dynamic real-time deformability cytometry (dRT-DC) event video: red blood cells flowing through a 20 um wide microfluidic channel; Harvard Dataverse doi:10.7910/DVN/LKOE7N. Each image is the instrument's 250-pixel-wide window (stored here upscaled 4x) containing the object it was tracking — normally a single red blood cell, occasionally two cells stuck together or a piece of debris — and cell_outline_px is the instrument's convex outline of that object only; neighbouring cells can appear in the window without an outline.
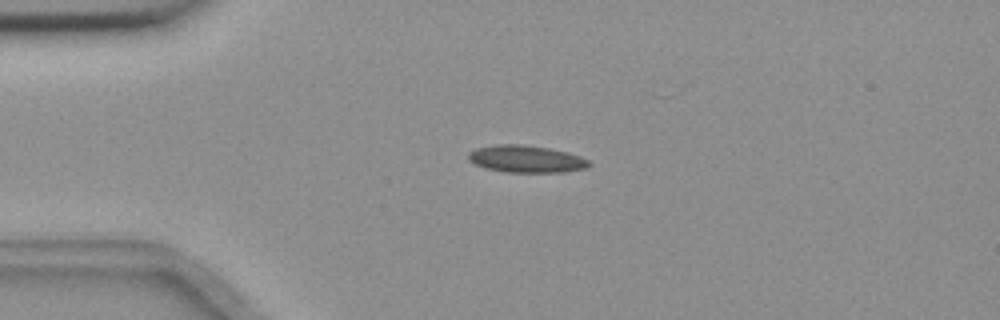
{"species": "common noctule bat (a hibernating species)", "species_latin": "Nyctalus noctula", "temperature_condition": "room temperature", "stored_images_in_passage": 4, "camera_frame_rate_fps": 3000, "um_per_image_px": 0.085, "animal": {"sex": "female", "body_mass_g": 18.4}, "frame": {"image": 1, "passage_image": 2, "time_ms": 0.333, "image_size_px": [1000, 320], "cell_outline_px": [[592, 164], [584, 168], [564, 172], [504, 172], [484, 168], [468, 160], [468, 152], [476, 148], [496, 144], [520, 144], [548, 148], [568, 152], [580, 156], [588, 160]], "centroid_in_image_um": [44.7, 13.51], "position_along_channel_um": 40.3, "area_um2": 19.13}}